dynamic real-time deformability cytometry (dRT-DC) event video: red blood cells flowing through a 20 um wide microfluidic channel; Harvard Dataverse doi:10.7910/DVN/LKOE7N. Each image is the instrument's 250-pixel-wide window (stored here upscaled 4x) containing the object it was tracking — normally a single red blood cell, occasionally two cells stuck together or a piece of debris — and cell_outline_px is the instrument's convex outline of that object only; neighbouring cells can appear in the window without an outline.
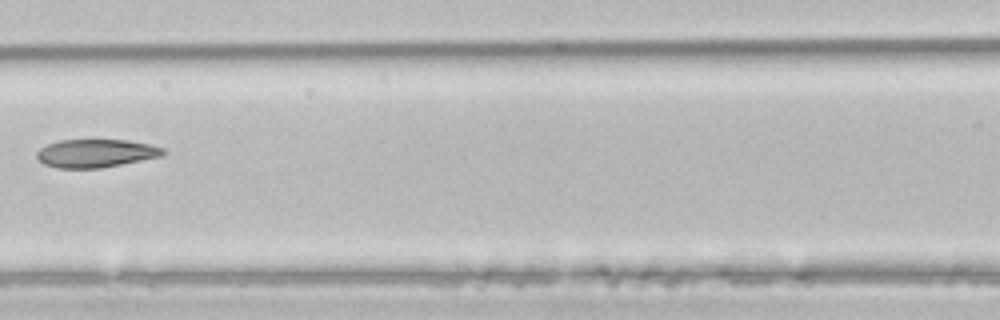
{"species": "common noctule bat (a hibernating species)", "species_latin": "Nyctalus noctula", "temperature_condition": "room temperature", "stored_images_in_passage": 5, "camera_frame_rate_fps": 3000, "um_per_image_px": 0.085, "animal": {"sex": "male", "body_mass_g": 21.5, "forearm_length_mm": 52.0}, "frame": {"image": 1, "passage_image": 5, "time_ms": 1.333, "image_size_px": [1000, 320], "cell_outline_px": [[164, 152], [160, 156], [100, 168], [56, 168], [44, 164], [36, 156], [36, 152], [40, 148], [48, 144], [60, 140], [128, 140], [152, 144], [164, 148]], "centroid_in_image_um": [8.12, 13.02], "position_along_channel_um": 158.5, "area_um2": 20.58}}